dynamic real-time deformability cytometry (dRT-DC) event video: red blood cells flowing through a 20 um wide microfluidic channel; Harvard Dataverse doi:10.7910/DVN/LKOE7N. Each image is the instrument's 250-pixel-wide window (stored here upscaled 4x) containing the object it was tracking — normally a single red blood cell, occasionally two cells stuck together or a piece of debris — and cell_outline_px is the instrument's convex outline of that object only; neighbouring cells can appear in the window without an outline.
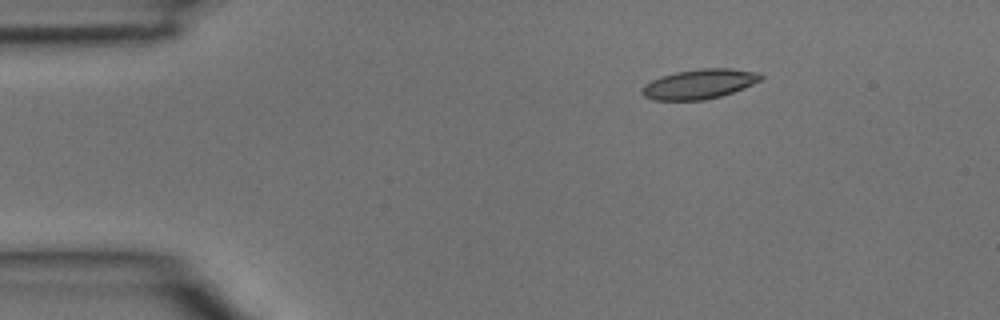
{"species": "common noctule bat (a hibernating species)", "species_latin": "Nyctalus noctula", "temperature_condition": "room temperature", "stored_images_in_passage": 4, "camera_frame_rate_fps": 3000, "um_per_image_px": 0.085, "animal": {"sex": "male", "body_mass_g": 15.6}, "frame": {"image": 1, "passage_image": 2, "time_ms": 0.333, "image_size_px": [1000, 320], "cell_outline_px": [[764, 76], [760, 80], [744, 88], [720, 96], [704, 100], [652, 100], [644, 96], [640, 92], [644, 84], [660, 76], [676, 72], [700, 68], [728, 68], [760, 72]], "centroid_in_image_um": [59.43, 7.14], "position_along_channel_um": 25.6, "area_um2": 20.63}}